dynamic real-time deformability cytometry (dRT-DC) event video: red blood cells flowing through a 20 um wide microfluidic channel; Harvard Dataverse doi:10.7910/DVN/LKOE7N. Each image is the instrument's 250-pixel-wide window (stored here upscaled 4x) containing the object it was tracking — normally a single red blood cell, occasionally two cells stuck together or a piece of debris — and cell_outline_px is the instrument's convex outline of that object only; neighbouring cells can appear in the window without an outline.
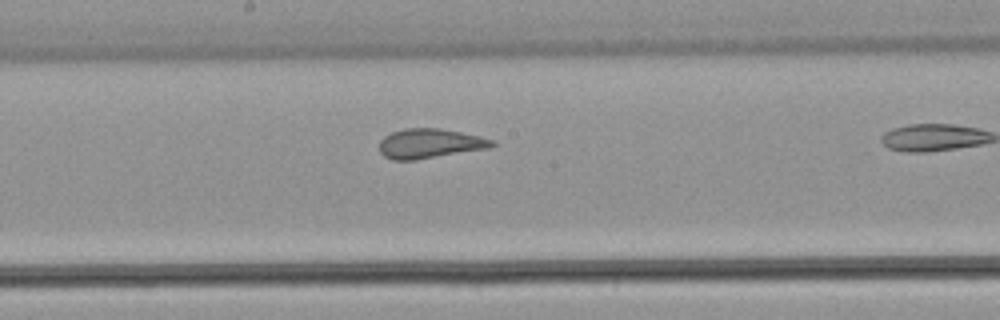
{"species": "common noctule bat (a hibernating species)", "species_latin": "Nyctalus noctula", "temperature_condition": "warm", "stored_images_in_passage": 20, "camera_frame_rate_fps": 3000, "um_per_image_px": 0.085, "animal": {"sex": "male", "body_mass_g": 21.5, "forearm_length_mm": 52.0}, "frame": {"image": 1, "passage_image": 12, "time_ms": 3.667, "image_size_px": [1000, 320], "cell_outline_px": [[496, 144], [488, 148], [416, 160], [392, 160], [384, 156], [380, 152], [380, 140], [384, 136], [392, 132], [404, 128], [440, 128], [480, 136], [496, 140]], "centroid_in_image_um": [36.53, 12.19], "position_along_channel_um": 211.7, "area_um2": 19.48}}